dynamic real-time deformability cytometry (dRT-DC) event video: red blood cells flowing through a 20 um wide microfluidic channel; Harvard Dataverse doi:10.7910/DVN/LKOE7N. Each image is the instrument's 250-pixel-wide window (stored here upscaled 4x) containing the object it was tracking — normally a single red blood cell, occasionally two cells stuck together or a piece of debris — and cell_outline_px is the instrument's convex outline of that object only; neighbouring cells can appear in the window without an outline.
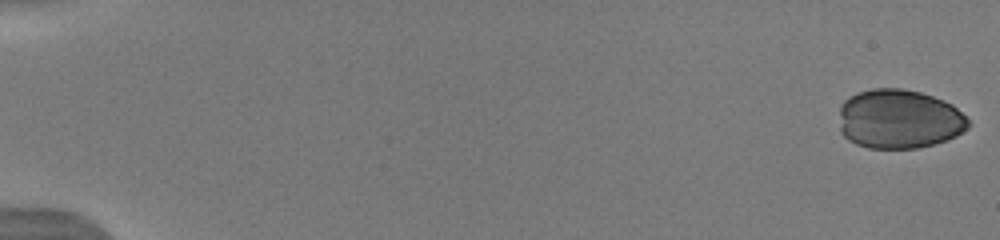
{"species": "human", "species_latin": "Homo sapiens", "temperature_condition": "warm", "stored_images_in_passage": 9, "camera_frame_rate_fps": 3000, "um_per_image_px": 0.085, "donor": {"sex": "male"}, "frame": {"image": 1, "passage_image": 1, "time_ms": 0.0, "image_size_px": [1000, 240], "cell_outline_px": [[968, 128], [956, 136], [932, 144], [916, 148], [868, 148], [856, 144], [848, 140], [840, 132], [840, 104], [844, 100], [856, 92], [872, 88], [904, 88], [920, 92], [944, 100], [952, 104], [968, 120]], "centroid_in_image_um": [76.38, 10.11], "position_along_channel_um": 8.6, "area_um2": 44.74}}
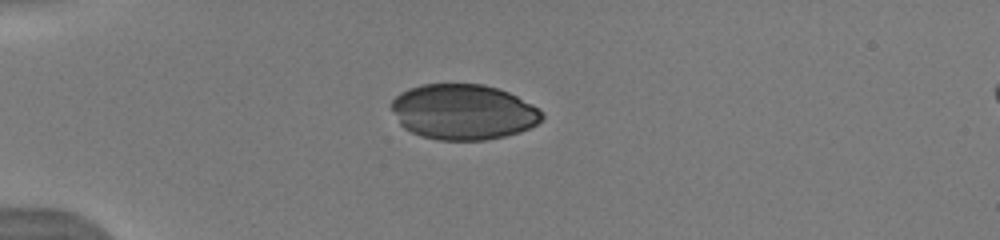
{"frame": {"image": 2, "passage_image": 8, "time_ms": 4.667, "image_size_px": [1000, 240], "cell_outline_px": [[544, 116], [536, 124], [520, 132], [504, 136], [484, 140], [436, 140], [420, 136], [404, 128], [400, 124], [388, 104], [400, 92], [408, 88], [420, 84], [484, 84], [508, 92], [532, 104]], "centroid_in_image_um": [39.32, 9.51], "position_along_channel_um": 45.7, "area_um2": 48.67}}